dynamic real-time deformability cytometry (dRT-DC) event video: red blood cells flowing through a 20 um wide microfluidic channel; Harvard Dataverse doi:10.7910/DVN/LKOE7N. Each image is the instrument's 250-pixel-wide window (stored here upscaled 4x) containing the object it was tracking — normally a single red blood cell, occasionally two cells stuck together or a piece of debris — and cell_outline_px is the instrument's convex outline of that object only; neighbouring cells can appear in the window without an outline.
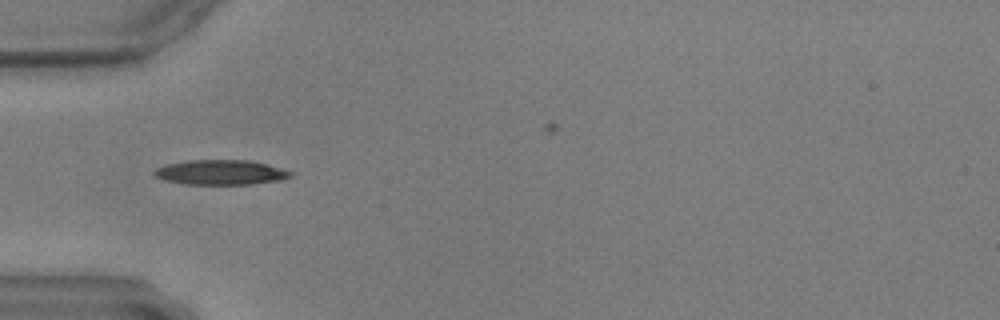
{"species": "common noctule bat (a hibernating species)", "species_latin": "Nyctalus noctula", "temperature_condition": "warm", "stored_images_in_passage": 14, "camera_frame_rate_fps": 3000, "um_per_image_px": 0.085, "animal": {"sex": "male", "body_mass_g": 17.9, "forearm_length_mm": 54.2}, "frame": {"image": 1, "passage_image": 1, "time_ms": 0.0, "image_size_px": [1000, 320], "cell_outline_px": [[292, 176], [280, 180], [252, 184], [184, 184], [164, 180], [152, 176], [152, 172], [156, 168], [168, 164], [188, 160], [248, 160], [280, 168], [292, 172]], "centroid_in_image_um": [18.7, 14.65], "position_along_channel_um": 66.3, "area_um2": 19.65}}
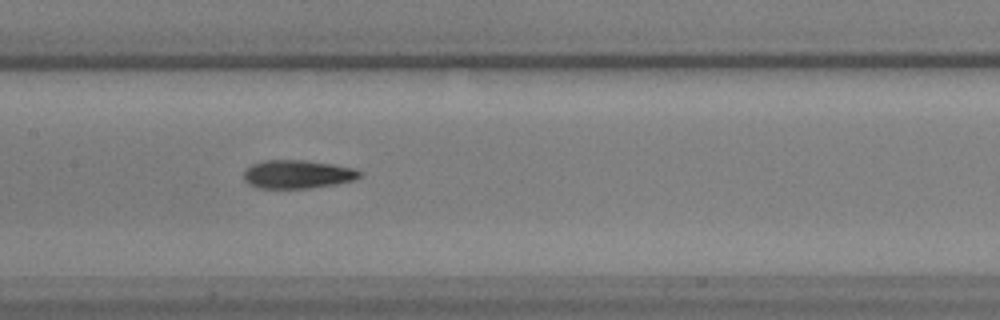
{"frame": {"image": 2, "passage_image": 11, "time_ms": 3.333, "image_size_px": [1000, 320], "cell_outline_px": [[364, 176], [356, 180], [336, 184], [308, 188], [260, 188], [248, 184], [244, 180], [244, 172], [252, 164], [264, 160], [304, 160], [332, 164], [356, 168], [364, 172]], "centroid_in_image_um": [25.37, 14.81], "position_along_channel_um": 182.0, "area_um2": 19.42}}